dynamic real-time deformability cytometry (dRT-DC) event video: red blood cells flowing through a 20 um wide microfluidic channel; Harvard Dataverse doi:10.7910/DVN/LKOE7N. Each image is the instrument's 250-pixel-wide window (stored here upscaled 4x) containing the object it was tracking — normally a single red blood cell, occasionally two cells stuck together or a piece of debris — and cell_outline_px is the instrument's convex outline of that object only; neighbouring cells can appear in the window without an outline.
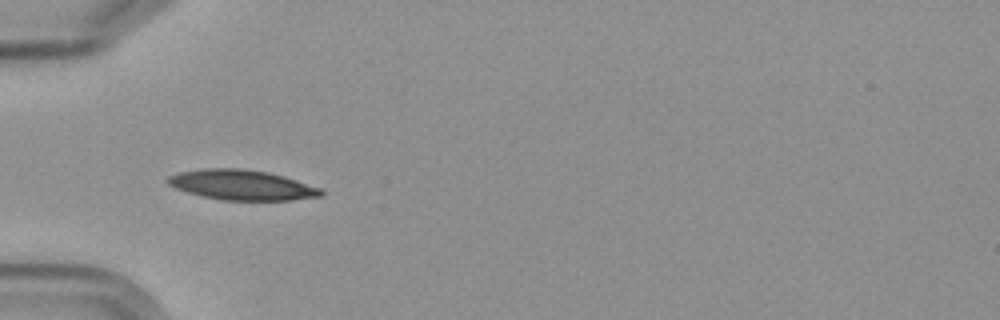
{"species": "Egyptian fruit bat (a non-hibernating species)", "species_latin": "Rousettus aegyptiacus", "temperature_condition": "cold", "stored_images_in_passage": 10, "camera_frame_rate_fps": 3000, "um_per_image_px": 0.085, "frame": {"image": 1, "passage_image": 6, "time_ms": 6.0, "image_size_px": [1000, 320], "cell_outline_px": [[324, 196], [292, 200], [220, 200], [200, 196], [176, 188], [168, 184], [164, 180], [168, 176], [180, 172], [204, 168], [244, 168], [268, 172], [284, 176], [320, 188], [324, 192]], "centroid_in_image_um": [20.55, 15.72], "position_along_channel_um": 64.5, "area_um2": 27.05}}
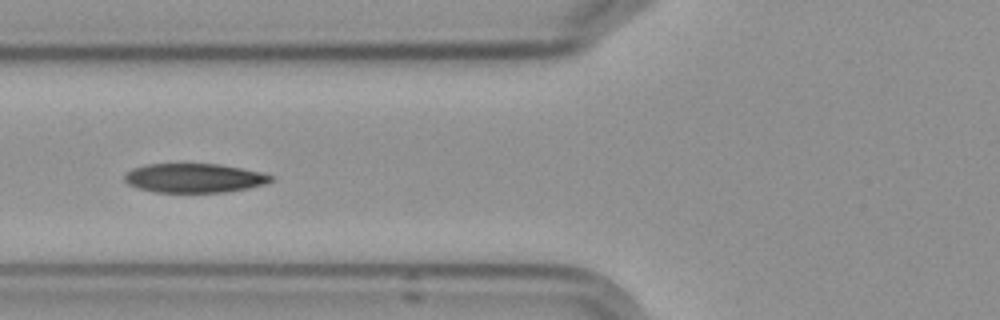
{"frame": {"image": 2, "passage_image": 7, "time_ms": 7.333, "image_size_px": [1000, 320], "cell_outline_px": [[272, 180], [264, 184], [248, 188], [228, 192], [156, 192], [140, 188], [128, 184], [124, 180], [124, 176], [132, 168], [148, 164], [220, 164], [260, 172], [272, 176]], "centroid_in_image_um": [16.5, 15.13], "position_along_channel_um": 109.3, "area_um2": 24.62}}